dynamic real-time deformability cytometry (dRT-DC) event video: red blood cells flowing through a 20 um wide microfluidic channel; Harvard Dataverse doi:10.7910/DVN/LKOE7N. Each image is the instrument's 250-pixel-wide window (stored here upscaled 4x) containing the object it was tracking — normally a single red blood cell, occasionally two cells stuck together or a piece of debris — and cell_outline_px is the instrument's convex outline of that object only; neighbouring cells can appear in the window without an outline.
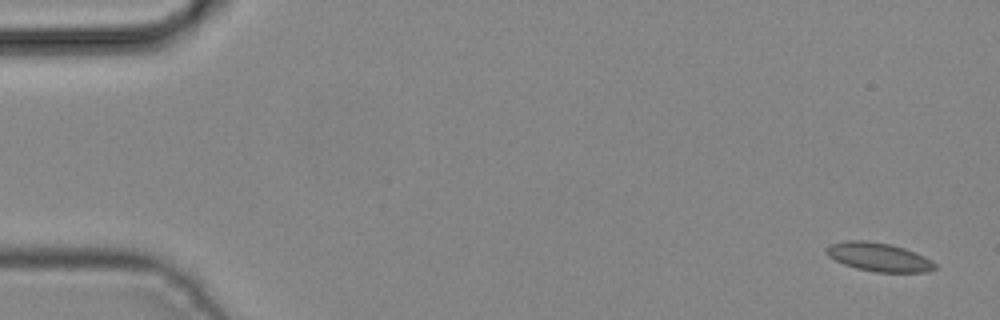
{"species": "common noctule bat (a hibernating species)", "species_latin": "Nyctalus noctula", "temperature_condition": "cold", "stored_images_in_passage": 4, "camera_frame_rate_fps": 3000, "um_per_image_px": 0.085, "animal": {"sex": "male", "body_mass_g": 19.2, "forearm_length_mm": 51.8}, "frame": {"image": 1, "passage_image": 1, "time_ms": 0.0, "image_size_px": [1000, 320], "cell_outline_px": [[936, 268], [928, 272], [876, 272], [856, 268], [844, 264], [828, 256], [824, 252], [824, 248], [828, 244], [848, 240], [868, 240], [888, 244], [904, 248], [924, 256], [932, 260], [936, 264]], "centroid_in_image_um": [74.66, 21.84], "position_along_channel_um": 10.3, "area_um2": 18.21}}
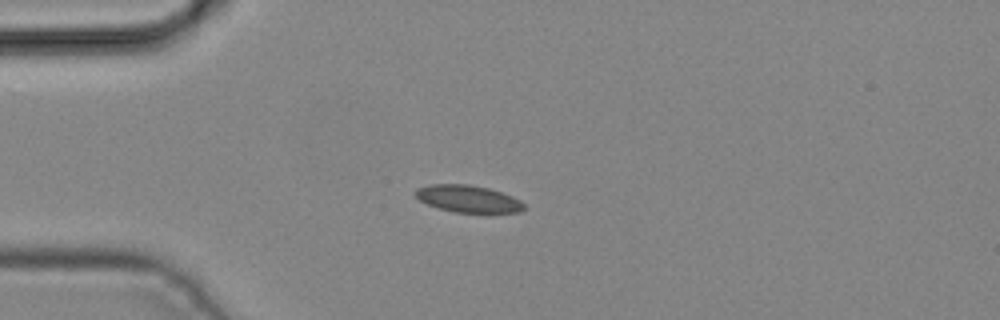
{"frame": {"image": 2, "passage_image": 4, "time_ms": 1.0, "image_size_px": [1000, 320], "cell_outline_px": [[524, 208], [520, 212], [484, 216], [456, 212], [440, 208], [428, 204], [420, 200], [412, 192], [416, 188], [428, 184], [468, 184], [488, 188], [512, 196], [520, 200], [524, 204]], "centroid_in_image_um": [39.83, 16.94], "position_along_channel_um": 45.2, "area_um2": 17.92}}